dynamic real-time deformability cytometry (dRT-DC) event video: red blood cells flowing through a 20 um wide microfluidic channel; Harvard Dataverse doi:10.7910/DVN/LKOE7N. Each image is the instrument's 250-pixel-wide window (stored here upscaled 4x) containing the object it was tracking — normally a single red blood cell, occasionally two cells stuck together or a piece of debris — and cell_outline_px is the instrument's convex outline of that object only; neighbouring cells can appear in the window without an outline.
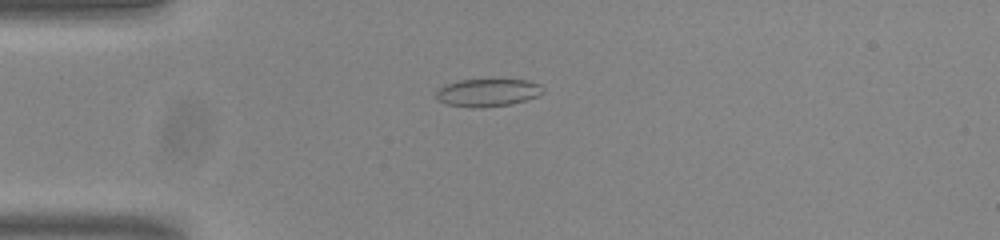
{"species": "common noctule bat (a hibernating species)", "species_latin": "Nyctalus noctula", "temperature_condition": "room temperature", "stored_images_in_passage": 42, "camera_frame_rate_fps": 3000, "um_per_image_px": 0.085, "animal": {"sex": "male", "body_mass_g": 20.0, "forearm_length_mm": 53.3}, "frame": {"image": 1, "passage_image": 2, "time_ms": 0.333, "image_size_px": [1000, 240], "cell_outline_px": [[544, 92], [536, 96], [512, 104], [480, 108], [472, 108], [448, 104], [440, 100], [436, 96], [436, 92], [444, 84], [460, 80], [528, 80], [540, 84], [544, 88]], "centroid_in_image_um": [41.47, 7.87], "position_along_channel_um": 43.5, "area_um2": 17.17}}
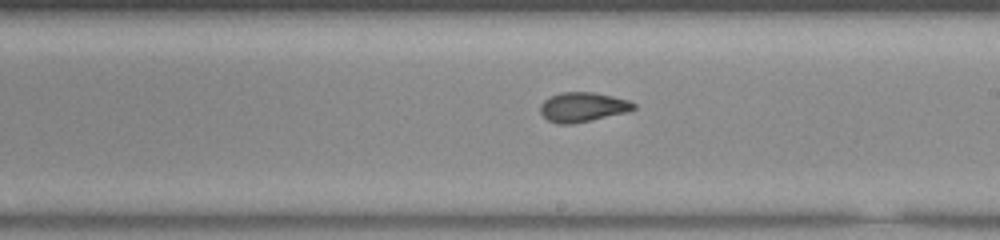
{"frame": {"image": 2, "passage_image": 19, "time_ms": 6.0, "image_size_px": [1000, 240], "cell_outline_px": [[636, 108], [628, 112], [592, 120], [572, 124], [556, 124], [548, 120], [540, 112], [540, 104], [548, 96], [560, 92], [592, 92], [612, 96], [628, 100], [636, 104]], "centroid_in_image_um": [49.52, 9.1], "position_along_channel_um": 239.5, "area_um2": 16.24}}
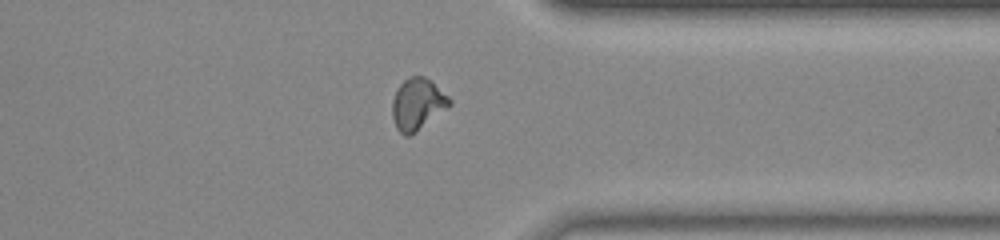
{"frame": {"image": 3, "passage_image": 30, "time_ms": 9.667, "image_size_px": [1000, 240], "cell_outline_px": [[452, 104], [448, 108], [408, 136], [404, 136], [396, 128], [392, 116], [392, 100], [400, 84], [408, 76], [424, 76], [432, 80], [452, 100]], "centroid_in_image_um": [35.5, 8.82], "position_along_channel_um": 375.9, "area_um2": 17.17}, "authors_computed_cell_mechanics": {"area_um2": 16.3285, "velocity_mm_per_s": 3.8427, "shape_relaxation_time_tau1_ms": 8.6155, "shape_relaxation_time_tau2_ms": 2.0872, "deformation_change_tau1": 0.1751, "deformation_change_tau2": 0.0636}}